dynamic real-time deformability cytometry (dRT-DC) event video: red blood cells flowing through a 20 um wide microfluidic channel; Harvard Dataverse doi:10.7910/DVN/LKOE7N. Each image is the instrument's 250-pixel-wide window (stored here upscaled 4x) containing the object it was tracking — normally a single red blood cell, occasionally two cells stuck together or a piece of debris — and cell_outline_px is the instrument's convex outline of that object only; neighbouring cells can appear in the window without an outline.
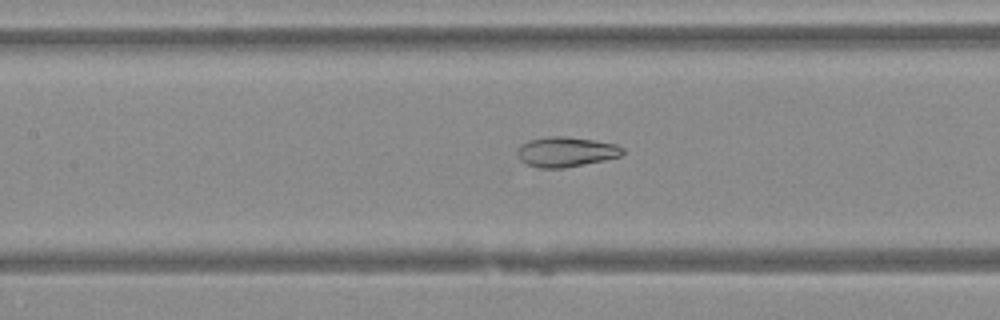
{"species": "Egyptian fruit bat (a non-hibernating species)", "species_latin": "Rousettus aegyptiacus", "temperature_condition": "warm", "stored_images_in_passage": 48, "camera_frame_rate_fps": 3000, "um_per_image_px": 0.085, "animal": {"sex": "female"}, "frame": {"image": 1, "passage_image": 22, "time_ms": 7.0, "image_size_px": [1000, 320], "cell_outline_px": [[624, 152], [620, 156], [604, 160], [564, 168], [540, 168], [528, 164], [520, 160], [516, 152], [516, 148], [520, 144], [528, 140], [548, 136], [568, 136], [616, 144], [624, 148]], "centroid_in_image_um": [48.07, 12.9], "position_along_channel_um": 159.3, "area_um2": 18.5}}
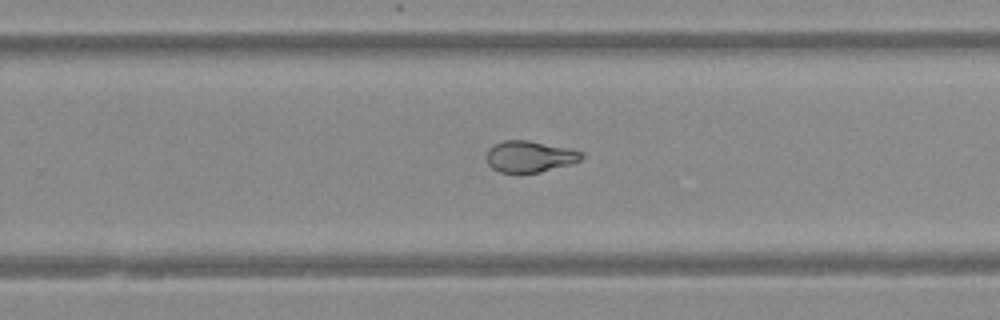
{"frame": {"image": 2, "passage_image": 31, "time_ms": 10.0, "image_size_px": [1000, 320], "cell_outline_px": [[584, 156], [580, 160], [572, 164], [540, 172], [500, 172], [492, 168], [488, 164], [488, 148], [492, 144], [504, 140], [528, 140], [568, 148], [584, 152]], "centroid_in_image_um": [45.04, 13.29], "position_along_channel_um": 284.8, "area_um2": 17.34}}
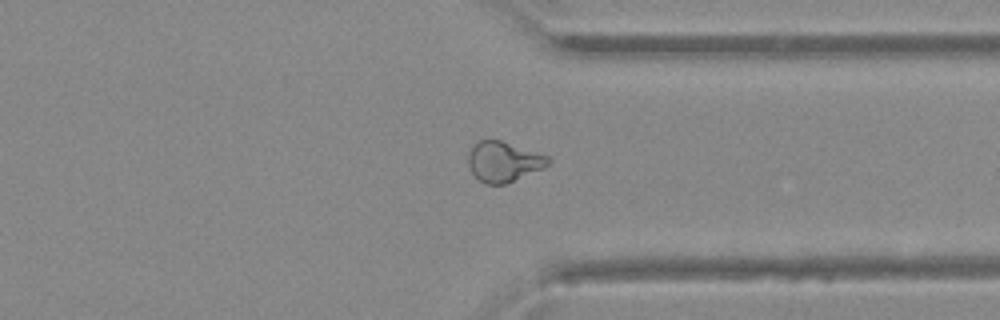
{"frame": {"image": 3, "passage_image": 37, "time_ms": 12.0, "image_size_px": [1000, 320], "cell_outline_px": [[552, 160], [544, 168], [504, 184], [484, 184], [472, 172], [468, 164], [468, 152], [480, 140], [500, 140], [548, 156]], "centroid_in_image_um": [42.81, 13.74], "position_along_channel_um": 368.6, "area_um2": 18.44}}